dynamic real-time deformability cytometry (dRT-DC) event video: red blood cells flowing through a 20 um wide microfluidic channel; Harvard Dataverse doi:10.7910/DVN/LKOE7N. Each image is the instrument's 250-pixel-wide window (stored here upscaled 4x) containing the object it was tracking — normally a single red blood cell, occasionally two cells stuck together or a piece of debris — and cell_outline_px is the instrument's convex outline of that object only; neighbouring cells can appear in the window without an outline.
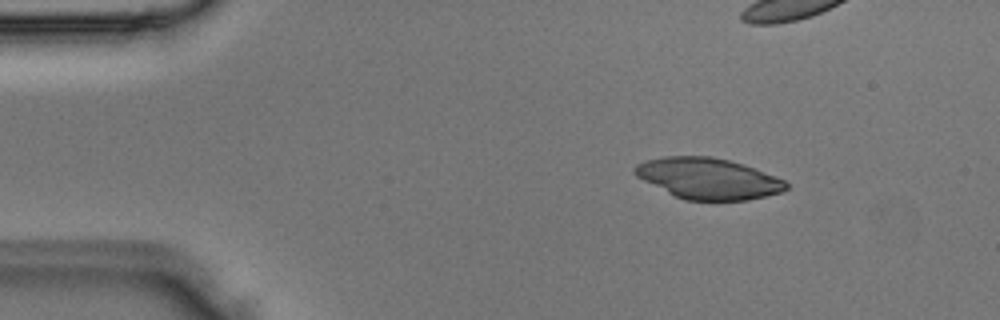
{"species": "Egyptian fruit bat (a non-hibernating species)", "species_latin": "Rousettus aegyptiacus", "temperature_condition": "room temperature", "stored_images_in_passage": 3, "camera_frame_rate_fps": 3000, "um_per_image_px": 0.085, "animal": {"sex": "male"}, "frame": {"image": 1, "passage_image": 1, "time_ms": 0.0, "image_size_px": [1000, 320], "cell_outline_px": [[788, 188], [780, 192], [748, 200], [684, 200], [636, 176], [632, 172], [632, 168], [636, 164], [648, 160], [664, 156], [712, 156], [744, 164], [776, 176], [784, 180], [788, 184]], "centroid_in_image_um": [60.19, 15.16], "position_along_channel_um": 24.8, "area_um2": 35.95}}